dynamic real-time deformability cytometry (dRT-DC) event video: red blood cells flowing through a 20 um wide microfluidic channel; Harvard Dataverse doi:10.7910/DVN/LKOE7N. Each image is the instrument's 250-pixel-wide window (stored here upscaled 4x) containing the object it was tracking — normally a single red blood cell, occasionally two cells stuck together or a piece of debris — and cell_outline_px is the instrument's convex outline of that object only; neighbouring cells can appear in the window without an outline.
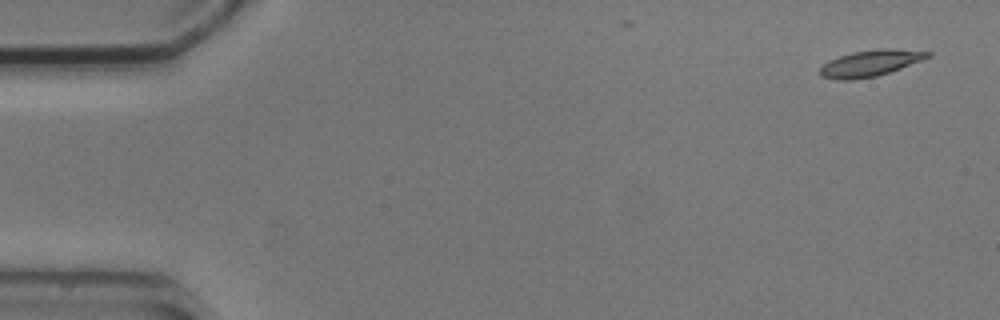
{"species": "common noctule bat (a hibernating species)", "species_latin": "Nyctalus noctula", "temperature_condition": "cold", "stored_images_in_passage": 4, "camera_frame_rate_fps": 3000, "um_per_image_px": 0.085, "animal": {"sex": "male", "body_mass_g": 20.5, "forearm_length_mm": 52.5}, "frame": {"image": 1, "passage_image": 1, "time_ms": 0.0, "image_size_px": [1000, 320], "cell_outline_px": [[932, 56], [900, 68], [876, 76], [852, 80], [836, 80], [820, 76], [820, 68], [828, 60], [852, 52], [880, 48], [892, 48], [932, 52]], "centroid_in_image_um": [73.96, 5.36], "position_along_channel_um": 11.0, "area_um2": 16.47}}